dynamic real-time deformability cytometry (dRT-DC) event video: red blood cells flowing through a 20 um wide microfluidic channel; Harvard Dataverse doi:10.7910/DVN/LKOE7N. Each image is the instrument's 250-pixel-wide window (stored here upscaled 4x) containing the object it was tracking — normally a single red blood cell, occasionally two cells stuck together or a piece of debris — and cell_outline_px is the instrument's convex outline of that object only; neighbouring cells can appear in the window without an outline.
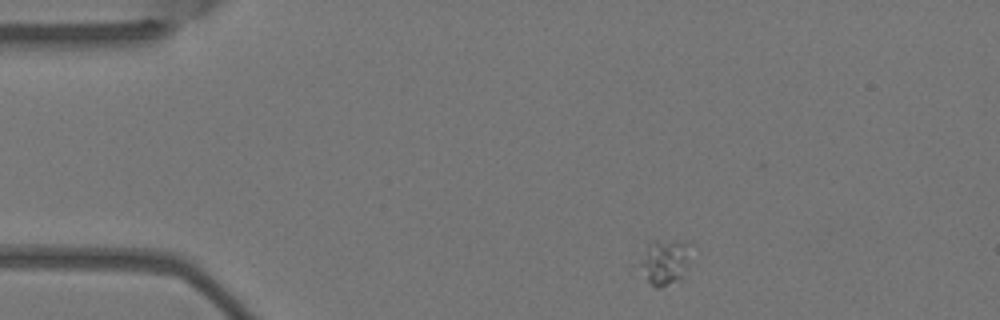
{"species": "Egyptian fruit bat (a non-hibernating species)", "species_latin": "Rousettus aegyptiacus", "temperature_condition": "warm", "stored_images_in_passage": 3, "camera_frame_rate_fps": 3000, "um_per_image_px": 0.085, "animal": {"sex": "female"}, "frame": {"image": 1, "passage_image": 1, "time_ms": 0.0, "image_size_px": [1000, 320], "cell_outline_px": [[692, 240], [688, 260], [680, 280], [660, 288], [656, 288], [648, 280], [640, 264], [640, 260], [648, 240]], "centroid_in_image_um": [56.53, 22.18], "position_along_channel_um": 28.5, "area_um2": 13.58}}